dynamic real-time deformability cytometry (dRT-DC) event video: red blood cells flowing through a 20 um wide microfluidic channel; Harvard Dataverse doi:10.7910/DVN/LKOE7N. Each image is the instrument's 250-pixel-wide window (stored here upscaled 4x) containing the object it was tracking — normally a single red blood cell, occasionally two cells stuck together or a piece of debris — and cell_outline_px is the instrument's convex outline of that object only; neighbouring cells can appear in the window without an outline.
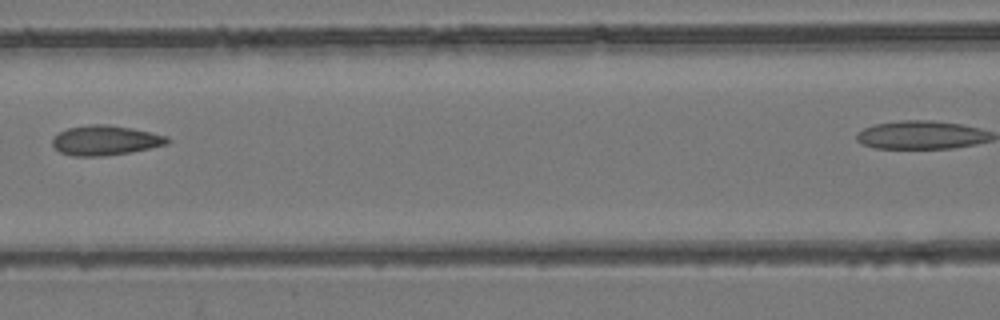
{"species": "common noctule bat (a hibernating species)", "species_latin": "Nyctalus noctula", "temperature_condition": "room temperature", "stored_images_in_passage": 5, "camera_frame_rate_fps": 3000, "um_per_image_px": 0.085, "animal": {"sex": "female", "body_mass_g": 24.6, "forearm_length_mm": 56.2}, "frame": {"image": 1, "passage_image": 3, "time_ms": 0.667, "image_size_px": [1000, 320], "cell_outline_px": [[172, 140], [168, 144], [128, 152], [100, 156], [72, 156], [60, 152], [52, 144], [52, 140], [60, 132], [68, 128], [92, 124], [108, 124], [132, 128], [152, 132], [168, 136]], "centroid_in_image_um": [8.98, 11.92], "position_along_channel_um": 157.6, "area_um2": 19.83}}
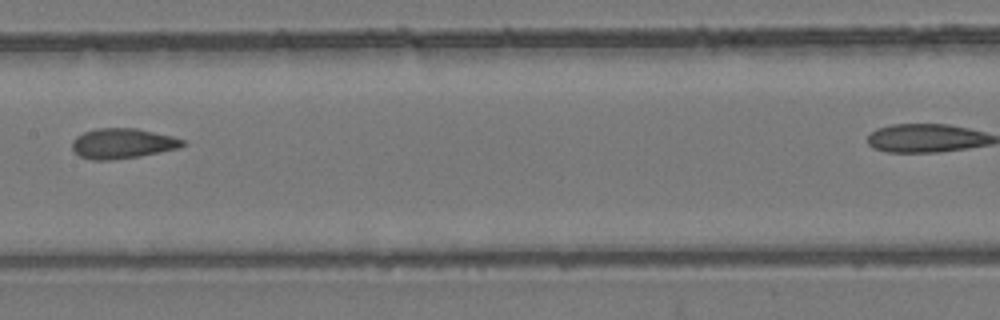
{"frame": {"image": 2, "passage_image": 4, "time_ms": 1.0, "image_size_px": [1000, 320], "cell_outline_px": [[188, 144], [180, 148], [140, 156], [112, 160], [92, 160], [80, 156], [72, 148], [72, 140], [76, 136], [84, 132], [96, 128], [136, 128], [172, 136], [184, 140]], "centroid_in_image_um": [10.43, 12.19], "position_along_channel_um": 197.0, "area_um2": 19.54}}